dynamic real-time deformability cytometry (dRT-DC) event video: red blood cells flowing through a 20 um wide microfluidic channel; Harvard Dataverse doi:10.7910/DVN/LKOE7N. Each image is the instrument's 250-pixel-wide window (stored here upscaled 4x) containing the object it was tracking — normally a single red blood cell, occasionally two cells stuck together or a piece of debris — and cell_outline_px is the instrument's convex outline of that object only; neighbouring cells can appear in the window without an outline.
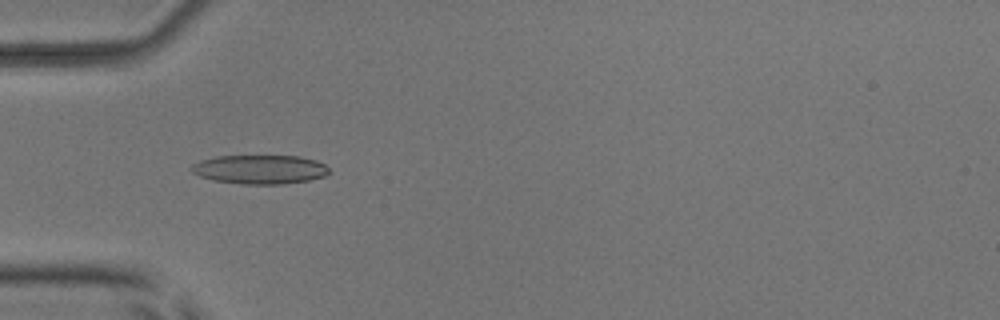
{"species": "common noctule bat (a hibernating species)", "species_latin": "Nyctalus noctula", "temperature_condition": "room temperature", "stored_images_in_passage": 52, "camera_frame_rate_fps": 3000, "um_per_image_px": 0.085, "animal": {"sex": "male", "body_mass_g": 17.9, "forearm_length_mm": 54.2}, "frame": {"image": 1, "passage_image": 17, "time_ms": 5.333, "image_size_px": [1000, 320], "cell_outline_px": [[328, 172], [324, 176], [308, 180], [284, 184], [244, 184], [212, 180], [200, 176], [192, 172], [192, 164], [200, 160], [216, 156], [300, 156], [316, 160], [324, 164], [328, 168]], "centroid_in_image_um": [22.08, 14.39], "position_along_channel_um": 62.9, "area_um2": 23.18}}
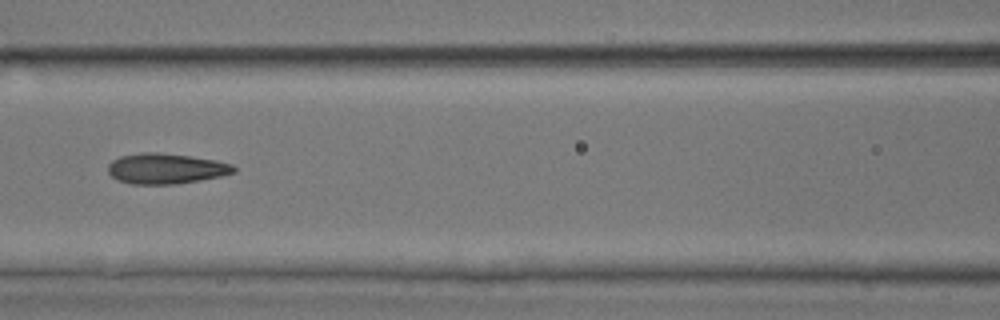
{"frame": {"image": 2, "passage_image": 24, "time_ms": 7.667, "image_size_px": [1000, 320], "cell_outline_px": [[236, 172], [220, 176], [200, 180], [176, 184], [132, 184], [116, 180], [108, 172], [108, 164], [112, 160], [120, 156], [144, 152], [156, 152], [192, 156], [216, 160], [232, 164], [236, 168]], "centroid_in_image_um": [14.1, 14.33], "position_along_channel_um": 152.5, "area_um2": 22.43}}
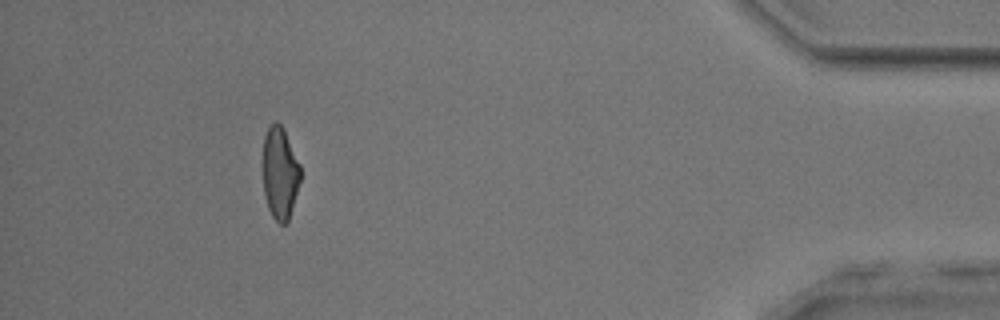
{"frame": {"image": 3, "passage_image": 48, "time_ms": 15.667, "image_size_px": [1000, 320], "cell_outline_px": [[300, 180], [288, 220], [284, 224], [280, 224], [272, 216], [268, 208], [264, 196], [264, 136], [268, 128], [276, 120], [284, 128], [300, 164]], "centroid_in_image_um": [23.8, 14.69], "position_along_channel_um": 411.4, "area_um2": 19.88}, "authors_computed_cell_mechanics": {"area_um2": 22.1663, "velocity_mm_per_s": 3.9574, "shape_relaxation_time_tau1_ms": 6.5345, "shape_relaxation_time_tau2_ms": 1.4511, "deformation_change_tau1": 0.1968, "deformation_change_tau2": 0.0898}}